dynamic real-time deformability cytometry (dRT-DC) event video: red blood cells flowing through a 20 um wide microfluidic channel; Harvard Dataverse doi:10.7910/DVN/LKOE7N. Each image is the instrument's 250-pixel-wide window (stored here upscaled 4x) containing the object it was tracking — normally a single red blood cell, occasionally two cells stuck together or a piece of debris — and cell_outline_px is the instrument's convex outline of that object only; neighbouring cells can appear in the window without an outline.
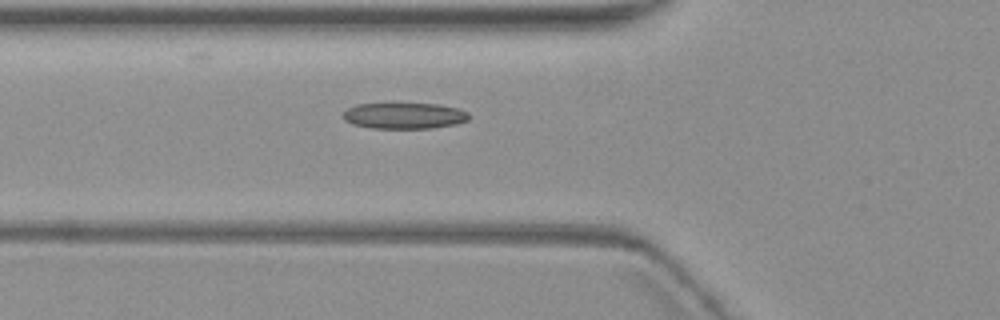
{"species": "common noctule bat (a hibernating species)", "species_latin": "Nyctalus noctula", "temperature_condition": "warm", "stored_images_in_passage": 2, "camera_frame_rate_fps": 3000, "um_per_image_px": 0.085, "animal": {"sex": "female", "body_mass_g": 19.3, "forearm_length_mm": 54.1}, "frame": {"image": 1, "passage_image": 2, "time_ms": 1.0, "image_size_px": [1000, 320], "cell_outline_px": [[468, 120], [456, 124], [432, 128], [372, 128], [352, 124], [344, 120], [344, 112], [348, 108], [356, 104], [440, 104], [456, 108], [468, 112]], "centroid_in_image_um": [34.36, 9.84], "position_along_channel_um": 91.4, "area_um2": 18.96}}